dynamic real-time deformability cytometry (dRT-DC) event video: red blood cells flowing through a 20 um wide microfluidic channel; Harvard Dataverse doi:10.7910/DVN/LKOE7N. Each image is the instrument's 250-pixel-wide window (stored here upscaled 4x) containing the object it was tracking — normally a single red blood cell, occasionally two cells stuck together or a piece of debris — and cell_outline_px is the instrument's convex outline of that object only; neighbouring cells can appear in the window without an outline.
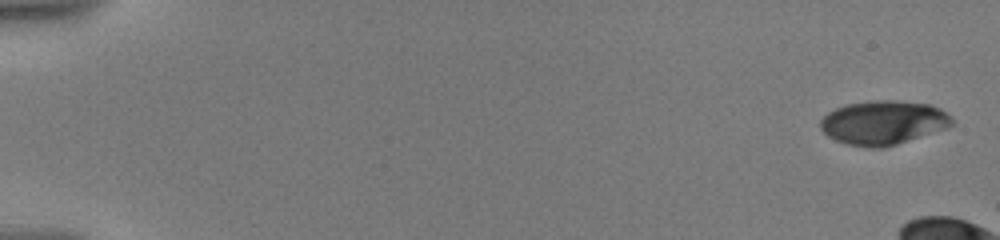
{"species": "human", "species_latin": "Homo sapiens", "temperature_condition": "warm", "stored_images_in_passage": 13, "camera_frame_rate_fps": 3000, "um_per_image_px": 0.085, "donor": {"sex": "male"}, "frame": {"image": 1, "passage_image": 1, "time_ms": 0.0, "image_size_px": [1000, 240], "cell_outline_px": [[952, 124], [944, 128], [884, 148], [864, 148], [848, 144], [836, 140], [828, 136], [820, 128], [820, 120], [828, 112], [836, 108], [848, 104], [876, 100], [896, 100], [928, 104], [940, 108], [952, 120]], "centroid_in_image_um": [75.02, 10.42], "position_along_channel_um": 10.0, "area_um2": 33.29}}